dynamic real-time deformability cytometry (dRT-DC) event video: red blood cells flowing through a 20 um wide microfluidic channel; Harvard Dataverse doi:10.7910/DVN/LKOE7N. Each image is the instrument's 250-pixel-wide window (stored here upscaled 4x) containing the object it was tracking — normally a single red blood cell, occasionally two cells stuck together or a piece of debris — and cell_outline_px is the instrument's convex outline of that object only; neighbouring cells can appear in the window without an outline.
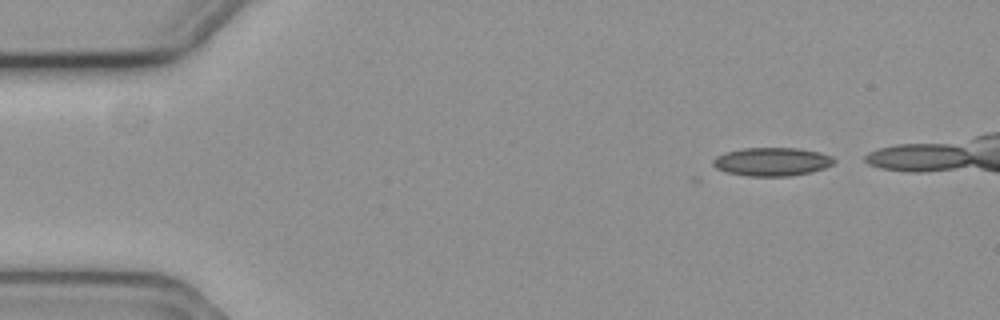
{"species": "common noctule bat (a hibernating species)", "species_latin": "Nyctalus noctula", "temperature_condition": "cold", "stored_images_in_passage": 4, "camera_frame_rate_fps": 3000, "um_per_image_px": 0.085, "animal": {"sex": "female", "body_mass_g": 19.3, "forearm_length_mm": 54.1}, "frame": {"image": 1, "passage_image": 1, "time_ms": 0.0, "image_size_px": [1000, 320], "cell_outline_px": [[836, 160], [832, 164], [824, 168], [812, 172], [788, 176], [748, 176], [724, 172], [716, 168], [712, 164], [712, 160], [716, 156], [724, 152], [744, 148], [796, 148], [820, 152], [832, 156]], "centroid_in_image_um": [65.59, 13.74], "position_along_channel_um": 19.4, "area_um2": 20.17}}